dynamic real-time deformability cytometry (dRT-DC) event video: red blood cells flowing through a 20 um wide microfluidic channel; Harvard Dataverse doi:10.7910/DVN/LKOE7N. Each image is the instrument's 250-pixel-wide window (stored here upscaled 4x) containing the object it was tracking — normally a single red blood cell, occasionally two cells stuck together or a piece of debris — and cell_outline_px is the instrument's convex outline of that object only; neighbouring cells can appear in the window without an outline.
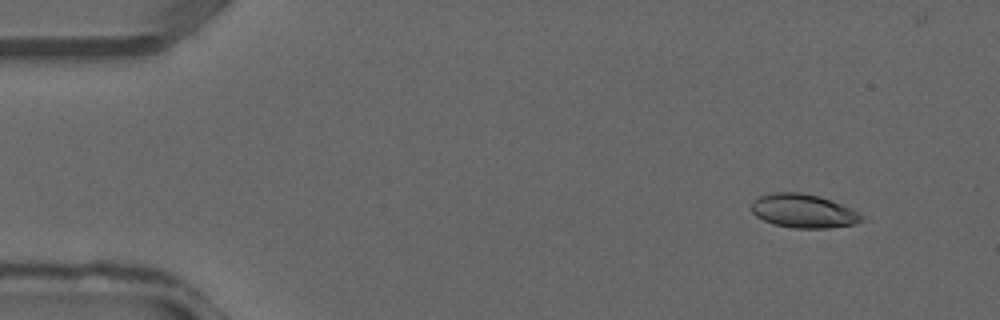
{"species": "common noctule bat (a hibernating species)", "species_latin": "Nyctalus noctula", "temperature_condition": "warm", "stored_images_in_passage": 30, "camera_frame_rate_fps": 3000, "um_per_image_px": 0.085, "animal": {"sex": "male", "forearm_length_mm": 52.5}, "frame": {"image": 1, "passage_image": 3, "time_ms": 0.667, "image_size_px": [1000, 320], "cell_outline_px": [[864, 220], [852, 224], [828, 228], [796, 228], [772, 224], [756, 216], [752, 212], [752, 200], [760, 196], [772, 192], [800, 192], [820, 196], [840, 204], [864, 216]], "centroid_in_image_um": [68.25, 17.93], "position_along_channel_um": 16.8, "area_um2": 21.5}}
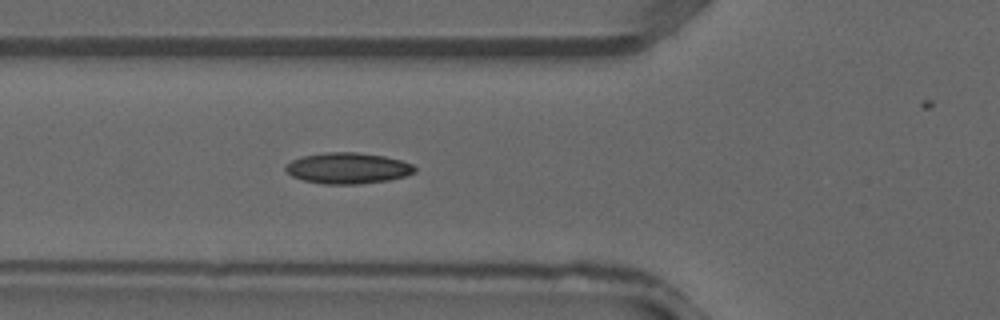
{"frame": {"image": 2, "passage_image": 13, "time_ms": 4.0, "image_size_px": [1000, 320], "cell_outline_px": [[416, 172], [404, 176], [388, 180], [356, 184], [324, 184], [304, 180], [292, 176], [284, 168], [292, 160], [304, 156], [324, 152], [356, 152], [384, 156], [400, 160], [412, 164], [416, 168]], "centroid_in_image_um": [29.57, 14.29], "position_along_channel_um": 96.2, "area_um2": 23.12}}
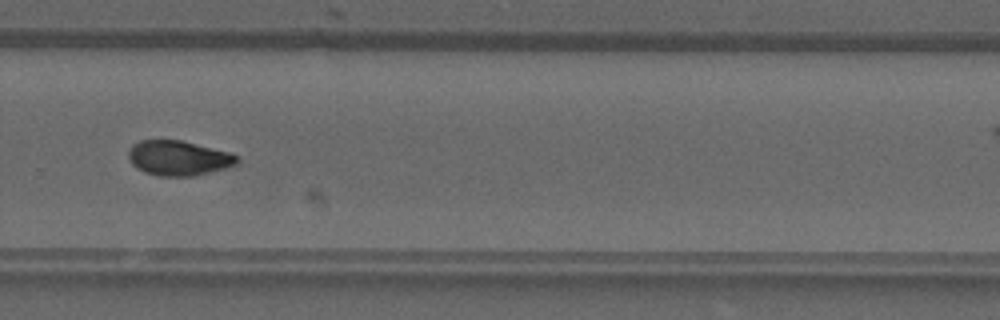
{"frame": {"image": 3, "passage_image": 25, "time_ms": 8.0, "image_size_px": [1000, 320], "cell_outline_px": [[240, 160], [236, 164], [224, 168], [192, 176], [160, 176], [144, 172], [136, 168], [132, 164], [128, 156], [128, 152], [132, 144], [140, 140], [180, 140], [232, 152]], "centroid_in_image_um": [15.16, 13.42], "position_along_channel_um": 314.6, "area_um2": 22.08}}